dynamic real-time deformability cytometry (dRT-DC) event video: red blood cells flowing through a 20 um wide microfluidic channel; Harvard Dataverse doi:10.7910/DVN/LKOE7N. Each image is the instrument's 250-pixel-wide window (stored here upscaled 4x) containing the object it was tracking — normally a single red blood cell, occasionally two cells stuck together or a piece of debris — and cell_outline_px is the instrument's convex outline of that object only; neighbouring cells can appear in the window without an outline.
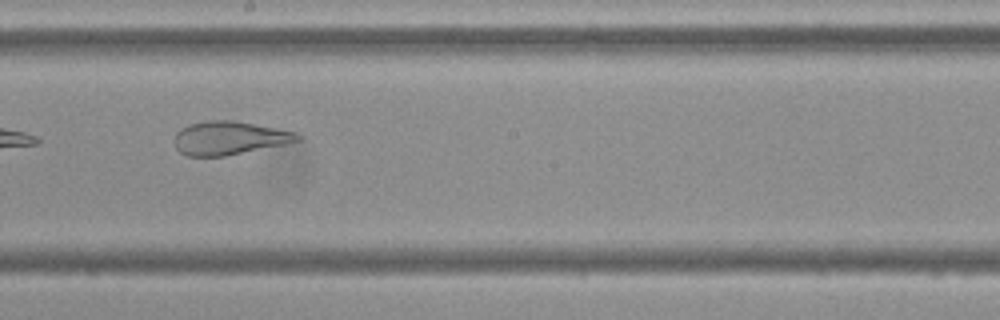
{"species": "Egyptian fruit bat (a non-hibernating species)", "species_latin": "Rousettus aegyptiacus", "temperature_condition": "cold", "stored_images_in_passage": 10, "camera_frame_rate_fps": 3000, "um_per_image_px": 0.085, "frame": {"image": 1, "passage_image": 9, "time_ms": 9.667, "image_size_px": [1000, 320], "cell_outline_px": [[304, 140], [224, 156], [188, 156], [180, 152], [176, 148], [176, 132], [180, 128], [192, 124], [208, 120], [232, 120], [296, 132]], "centroid_in_image_um": [19.5, 11.73], "position_along_channel_um": 228.7, "area_um2": 23.64}}